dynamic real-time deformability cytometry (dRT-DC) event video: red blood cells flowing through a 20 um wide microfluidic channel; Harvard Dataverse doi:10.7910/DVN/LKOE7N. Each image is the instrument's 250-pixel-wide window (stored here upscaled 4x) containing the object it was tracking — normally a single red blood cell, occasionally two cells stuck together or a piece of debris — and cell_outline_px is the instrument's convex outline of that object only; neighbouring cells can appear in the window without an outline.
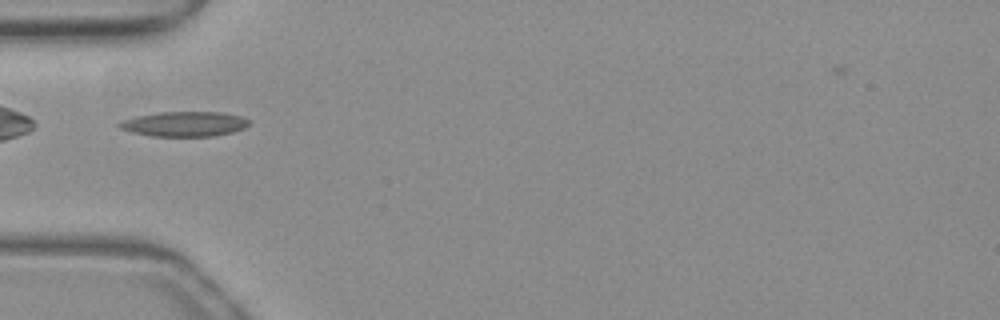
{"species": "common noctule bat (a hibernating species)", "species_latin": "Nyctalus noctula", "temperature_condition": "warm", "stored_images_in_passage": 35, "camera_frame_rate_fps": 3000, "um_per_image_px": 0.085, "animal": {"sex": "female", "body_mass_g": 19.3, "forearm_length_mm": 54.1}, "frame": {"image": 1, "passage_image": 2, "time_ms": 0.333, "image_size_px": [1000, 320], "cell_outline_px": [[252, 120], [244, 128], [232, 132], [216, 136], [152, 136], [132, 132], [120, 128], [116, 124], [120, 120], [136, 116], [160, 112], [220, 112], [240, 116]], "centroid_in_image_um": [15.66, 10.53], "position_along_channel_um": 69.3, "area_um2": 18.9}}
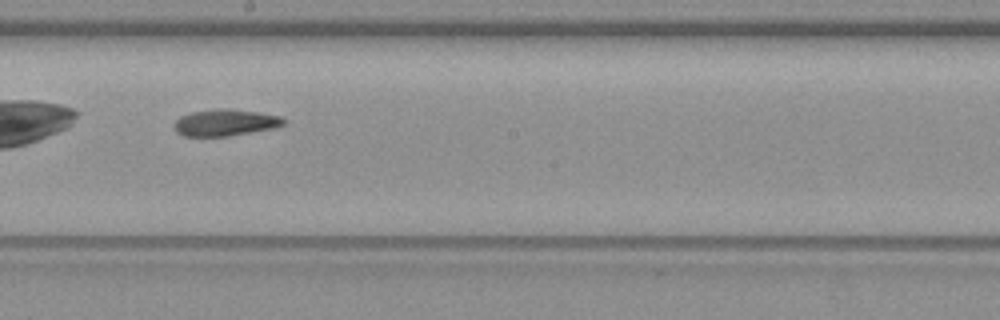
{"frame": {"image": 2, "passage_image": 14, "time_ms": 4.333, "image_size_px": [1000, 320], "cell_outline_px": [[284, 124], [272, 128], [224, 136], [184, 136], [176, 132], [176, 120], [180, 116], [192, 112], [216, 108], [220, 108], [256, 112], [280, 116], [284, 120]], "centroid_in_image_um": [19.1, 10.41], "position_along_channel_um": 229.1, "area_um2": 16.47}}
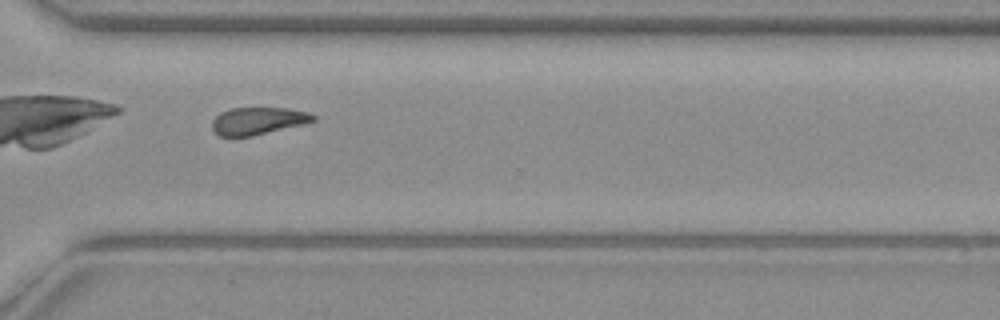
{"frame": {"image": 3, "passage_image": 23, "time_ms": 7.333, "image_size_px": [1000, 320], "cell_outline_px": [[316, 120], [304, 124], [252, 136], [220, 136], [212, 128], [212, 120], [220, 112], [232, 108], [288, 108], [308, 112], [316, 116]], "centroid_in_image_um": [21.94, 10.27], "position_along_channel_um": 348.7, "area_um2": 16.07}}